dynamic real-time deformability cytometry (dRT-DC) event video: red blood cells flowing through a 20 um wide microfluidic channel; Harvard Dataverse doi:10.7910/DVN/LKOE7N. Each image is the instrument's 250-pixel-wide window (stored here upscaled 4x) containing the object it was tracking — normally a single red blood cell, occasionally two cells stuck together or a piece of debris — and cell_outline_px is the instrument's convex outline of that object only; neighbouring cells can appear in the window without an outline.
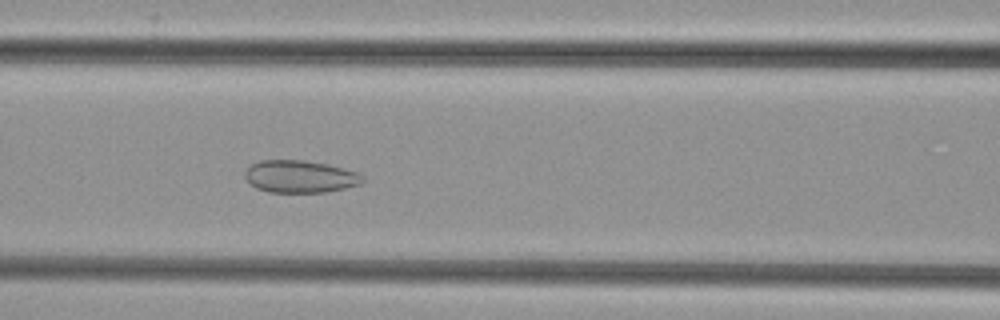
{"species": "common noctule bat (a hibernating species)", "species_latin": "Nyctalus noctula", "temperature_condition": "cold", "stored_images_in_passage": 37, "camera_frame_rate_fps": 3000, "um_per_image_px": 0.085, "animal": {"sex": "female", "body_mass_g": 29.2, "forearm_length_mm": 56.3}, "frame": {"image": 1, "passage_image": 8, "time_ms": 2.333, "image_size_px": [1000, 320], "cell_outline_px": [[364, 180], [360, 184], [328, 192], [268, 192], [256, 188], [244, 176], [244, 172], [252, 164], [260, 160], [304, 160], [328, 164], [360, 172], [364, 176]], "centroid_in_image_um": [25.54, 15.0], "position_along_channel_um": 141.1, "area_um2": 22.31}}
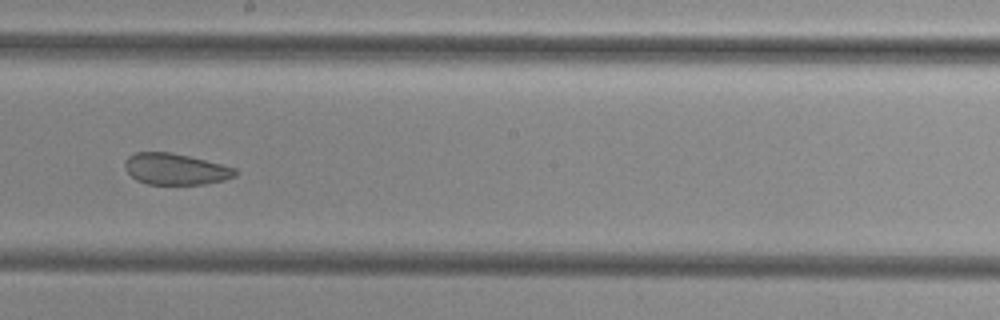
{"frame": {"image": 2, "passage_image": 15, "time_ms": 4.667, "image_size_px": [1000, 320], "cell_outline_px": [[236, 176], [224, 180], [204, 184], [148, 184], [136, 180], [124, 168], [124, 160], [128, 156], [136, 152], [172, 152], [236, 168]], "centroid_in_image_um": [14.88, 14.37], "position_along_channel_um": 233.3, "area_um2": 20.06}}
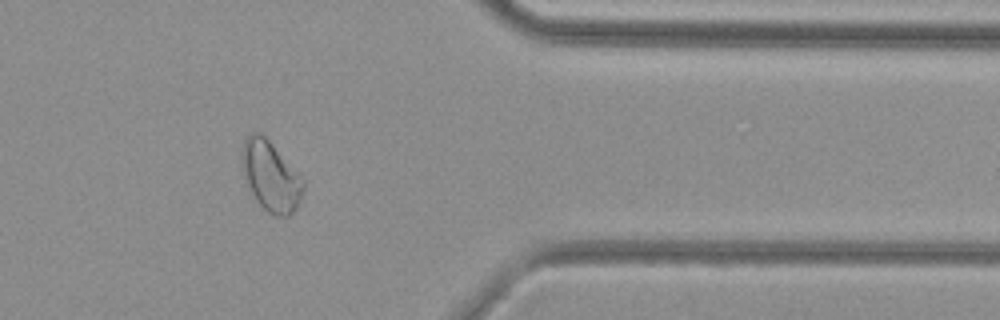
{"frame": {"image": 3, "passage_image": 28, "time_ms": 9.0, "image_size_px": [1000, 320], "cell_outline_px": [[304, 188], [300, 200], [296, 208], [288, 216], [276, 216], [268, 212], [256, 200], [248, 184], [240, 160], [240, 152], [244, 140], [252, 132], [260, 132], [268, 140], [304, 180]], "centroid_in_image_um": [22.99, 14.97], "position_along_channel_um": 388.4, "area_um2": 24.57}}